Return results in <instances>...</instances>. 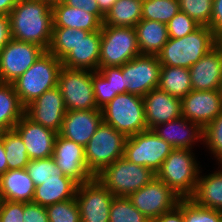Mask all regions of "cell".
Masks as SVG:
<instances>
[{
  "instance_id": "cell-52",
  "label": "cell",
  "mask_w": 222,
  "mask_h": 222,
  "mask_svg": "<svg viewBox=\"0 0 222 222\" xmlns=\"http://www.w3.org/2000/svg\"><path fill=\"white\" fill-rule=\"evenodd\" d=\"M118 0H97L98 7L101 12L105 15Z\"/></svg>"
},
{
  "instance_id": "cell-26",
  "label": "cell",
  "mask_w": 222,
  "mask_h": 222,
  "mask_svg": "<svg viewBox=\"0 0 222 222\" xmlns=\"http://www.w3.org/2000/svg\"><path fill=\"white\" fill-rule=\"evenodd\" d=\"M134 28L141 55H157L168 42L169 36L165 23L141 19Z\"/></svg>"
},
{
  "instance_id": "cell-13",
  "label": "cell",
  "mask_w": 222,
  "mask_h": 222,
  "mask_svg": "<svg viewBox=\"0 0 222 222\" xmlns=\"http://www.w3.org/2000/svg\"><path fill=\"white\" fill-rule=\"evenodd\" d=\"M161 67L157 55H139L122 65L125 93L143 97L158 88Z\"/></svg>"
},
{
  "instance_id": "cell-50",
  "label": "cell",
  "mask_w": 222,
  "mask_h": 222,
  "mask_svg": "<svg viewBox=\"0 0 222 222\" xmlns=\"http://www.w3.org/2000/svg\"><path fill=\"white\" fill-rule=\"evenodd\" d=\"M18 0H0V14L9 16Z\"/></svg>"
},
{
  "instance_id": "cell-30",
  "label": "cell",
  "mask_w": 222,
  "mask_h": 222,
  "mask_svg": "<svg viewBox=\"0 0 222 222\" xmlns=\"http://www.w3.org/2000/svg\"><path fill=\"white\" fill-rule=\"evenodd\" d=\"M158 88L180 100L192 91L189 69L162 66Z\"/></svg>"
},
{
  "instance_id": "cell-37",
  "label": "cell",
  "mask_w": 222,
  "mask_h": 222,
  "mask_svg": "<svg viewBox=\"0 0 222 222\" xmlns=\"http://www.w3.org/2000/svg\"><path fill=\"white\" fill-rule=\"evenodd\" d=\"M177 206L183 211L184 222H222V212L198 206L192 199H180Z\"/></svg>"
},
{
  "instance_id": "cell-16",
  "label": "cell",
  "mask_w": 222,
  "mask_h": 222,
  "mask_svg": "<svg viewBox=\"0 0 222 222\" xmlns=\"http://www.w3.org/2000/svg\"><path fill=\"white\" fill-rule=\"evenodd\" d=\"M182 117L202 129L222 112L221 90H192L181 100Z\"/></svg>"
},
{
  "instance_id": "cell-48",
  "label": "cell",
  "mask_w": 222,
  "mask_h": 222,
  "mask_svg": "<svg viewBox=\"0 0 222 222\" xmlns=\"http://www.w3.org/2000/svg\"><path fill=\"white\" fill-rule=\"evenodd\" d=\"M10 39L9 17L0 14V50L9 42Z\"/></svg>"
},
{
  "instance_id": "cell-3",
  "label": "cell",
  "mask_w": 222,
  "mask_h": 222,
  "mask_svg": "<svg viewBox=\"0 0 222 222\" xmlns=\"http://www.w3.org/2000/svg\"><path fill=\"white\" fill-rule=\"evenodd\" d=\"M62 62L45 51L35 63L13 83L16 94L26 107L47 90L58 86Z\"/></svg>"
},
{
  "instance_id": "cell-19",
  "label": "cell",
  "mask_w": 222,
  "mask_h": 222,
  "mask_svg": "<svg viewBox=\"0 0 222 222\" xmlns=\"http://www.w3.org/2000/svg\"><path fill=\"white\" fill-rule=\"evenodd\" d=\"M102 122L100 109L67 111L58 135L85 147Z\"/></svg>"
},
{
  "instance_id": "cell-54",
  "label": "cell",
  "mask_w": 222,
  "mask_h": 222,
  "mask_svg": "<svg viewBox=\"0 0 222 222\" xmlns=\"http://www.w3.org/2000/svg\"><path fill=\"white\" fill-rule=\"evenodd\" d=\"M47 2H49L51 5L57 2H62L64 0H46Z\"/></svg>"
},
{
  "instance_id": "cell-38",
  "label": "cell",
  "mask_w": 222,
  "mask_h": 222,
  "mask_svg": "<svg viewBox=\"0 0 222 222\" xmlns=\"http://www.w3.org/2000/svg\"><path fill=\"white\" fill-rule=\"evenodd\" d=\"M49 222H81L76 198L45 207Z\"/></svg>"
},
{
  "instance_id": "cell-5",
  "label": "cell",
  "mask_w": 222,
  "mask_h": 222,
  "mask_svg": "<svg viewBox=\"0 0 222 222\" xmlns=\"http://www.w3.org/2000/svg\"><path fill=\"white\" fill-rule=\"evenodd\" d=\"M102 119L126 137L148 129L143 97L128 92L118 94L101 109Z\"/></svg>"
},
{
  "instance_id": "cell-6",
  "label": "cell",
  "mask_w": 222,
  "mask_h": 222,
  "mask_svg": "<svg viewBox=\"0 0 222 222\" xmlns=\"http://www.w3.org/2000/svg\"><path fill=\"white\" fill-rule=\"evenodd\" d=\"M156 173L151 169L128 161L124 157L105 167L95 177L114 195L129 197L146 186Z\"/></svg>"
},
{
  "instance_id": "cell-45",
  "label": "cell",
  "mask_w": 222,
  "mask_h": 222,
  "mask_svg": "<svg viewBox=\"0 0 222 222\" xmlns=\"http://www.w3.org/2000/svg\"><path fill=\"white\" fill-rule=\"evenodd\" d=\"M24 222H49L45 207L31 203H24Z\"/></svg>"
},
{
  "instance_id": "cell-9",
  "label": "cell",
  "mask_w": 222,
  "mask_h": 222,
  "mask_svg": "<svg viewBox=\"0 0 222 222\" xmlns=\"http://www.w3.org/2000/svg\"><path fill=\"white\" fill-rule=\"evenodd\" d=\"M174 148L147 129L126 138L123 157L156 173Z\"/></svg>"
},
{
  "instance_id": "cell-44",
  "label": "cell",
  "mask_w": 222,
  "mask_h": 222,
  "mask_svg": "<svg viewBox=\"0 0 222 222\" xmlns=\"http://www.w3.org/2000/svg\"><path fill=\"white\" fill-rule=\"evenodd\" d=\"M24 203L0 200V222H24Z\"/></svg>"
},
{
  "instance_id": "cell-39",
  "label": "cell",
  "mask_w": 222,
  "mask_h": 222,
  "mask_svg": "<svg viewBox=\"0 0 222 222\" xmlns=\"http://www.w3.org/2000/svg\"><path fill=\"white\" fill-rule=\"evenodd\" d=\"M180 11L185 12L200 26H208L213 12V0H178Z\"/></svg>"
},
{
  "instance_id": "cell-35",
  "label": "cell",
  "mask_w": 222,
  "mask_h": 222,
  "mask_svg": "<svg viewBox=\"0 0 222 222\" xmlns=\"http://www.w3.org/2000/svg\"><path fill=\"white\" fill-rule=\"evenodd\" d=\"M26 171L35 186L43 184V181L58 178H70L64 175L62 170L56 165L53 157L30 160L26 165Z\"/></svg>"
},
{
  "instance_id": "cell-49",
  "label": "cell",
  "mask_w": 222,
  "mask_h": 222,
  "mask_svg": "<svg viewBox=\"0 0 222 222\" xmlns=\"http://www.w3.org/2000/svg\"><path fill=\"white\" fill-rule=\"evenodd\" d=\"M153 222H184L183 211L178 206H176L171 211L163 213Z\"/></svg>"
},
{
  "instance_id": "cell-28",
  "label": "cell",
  "mask_w": 222,
  "mask_h": 222,
  "mask_svg": "<svg viewBox=\"0 0 222 222\" xmlns=\"http://www.w3.org/2000/svg\"><path fill=\"white\" fill-rule=\"evenodd\" d=\"M222 168V164L220 165ZM209 175H198L192 199L198 206L222 212V169Z\"/></svg>"
},
{
  "instance_id": "cell-2",
  "label": "cell",
  "mask_w": 222,
  "mask_h": 222,
  "mask_svg": "<svg viewBox=\"0 0 222 222\" xmlns=\"http://www.w3.org/2000/svg\"><path fill=\"white\" fill-rule=\"evenodd\" d=\"M218 45V36L208 26H199L182 38H169L157 54L162 66L189 69Z\"/></svg>"
},
{
  "instance_id": "cell-21",
  "label": "cell",
  "mask_w": 222,
  "mask_h": 222,
  "mask_svg": "<svg viewBox=\"0 0 222 222\" xmlns=\"http://www.w3.org/2000/svg\"><path fill=\"white\" fill-rule=\"evenodd\" d=\"M143 101L148 129L182 116L181 100L159 88L144 95Z\"/></svg>"
},
{
  "instance_id": "cell-20",
  "label": "cell",
  "mask_w": 222,
  "mask_h": 222,
  "mask_svg": "<svg viewBox=\"0 0 222 222\" xmlns=\"http://www.w3.org/2000/svg\"><path fill=\"white\" fill-rule=\"evenodd\" d=\"M75 48L61 61L68 69L96 71L99 68L101 32L77 29Z\"/></svg>"
},
{
  "instance_id": "cell-11",
  "label": "cell",
  "mask_w": 222,
  "mask_h": 222,
  "mask_svg": "<svg viewBox=\"0 0 222 222\" xmlns=\"http://www.w3.org/2000/svg\"><path fill=\"white\" fill-rule=\"evenodd\" d=\"M132 204L151 222L174 209L181 199L156 176L146 186L128 197Z\"/></svg>"
},
{
  "instance_id": "cell-47",
  "label": "cell",
  "mask_w": 222,
  "mask_h": 222,
  "mask_svg": "<svg viewBox=\"0 0 222 222\" xmlns=\"http://www.w3.org/2000/svg\"><path fill=\"white\" fill-rule=\"evenodd\" d=\"M209 27L217 36L222 33V0H213V12Z\"/></svg>"
},
{
  "instance_id": "cell-46",
  "label": "cell",
  "mask_w": 222,
  "mask_h": 222,
  "mask_svg": "<svg viewBox=\"0 0 222 222\" xmlns=\"http://www.w3.org/2000/svg\"><path fill=\"white\" fill-rule=\"evenodd\" d=\"M64 2L75 8H83L86 12L94 14L103 23L105 15L98 7L97 0H64Z\"/></svg>"
},
{
  "instance_id": "cell-15",
  "label": "cell",
  "mask_w": 222,
  "mask_h": 222,
  "mask_svg": "<svg viewBox=\"0 0 222 222\" xmlns=\"http://www.w3.org/2000/svg\"><path fill=\"white\" fill-rule=\"evenodd\" d=\"M52 157L64 175L78 185L95 177L87 168L84 147L72 140L57 135Z\"/></svg>"
},
{
  "instance_id": "cell-18",
  "label": "cell",
  "mask_w": 222,
  "mask_h": 222,
  "mask_svg": "<svg viewBox=\"0 0 222 222\" xmlns=\"http://www.w3.org/2000/svg\"><path fill=\"white\" fill-rule=\"evenodd\" d=\"M22 138L30 160L48 158L53 149L58 133L33 122L25 114L13 128Z\"/></svg>"
},
{
  "instance_id": "cell-33",
  "label": "cell",
  "mask_w": 222,
  "mask_h": 222,
  "mask_svg": "<svg viewBox=\"0 0 222 222\" xmlns=\"http://www.w3.org/2000/svg\"><path fill=\"white\" fill-rule=\"evenodd\" d=\"M179 10L178 0H143L142 19L167 24Z\"/></svg>"
},
{
  "instance_id": "cell-8",
  "label": "cell",
  "mask_w": 222,
  "mask_h": 222,
  "mask_svg": "<svg viewBox=\"0 0 222 222\" xmlns=\"http://www.w3.org/2000/svg\"><path fill=\"white\" fill-rule=\"evenodd\" d=\"M99 68L122 66L141 55L134 27L102 25Z\"/></svg>"
},
{
  "instance_id": "cell-17",
  "label": "cell",
  "mask_w": 222,
  "mask_h": 222,
  "mask_svg": "<svg viewBox=\"0 0 222 222\" xmlns=\"http://www.w3.org/2000/svg\"><path fill=\"white\" fill-rule=\"evenodd\" d=\"M67 109L58 86L47 90L25 107V115L33 122L58 133Z\"/></svg>"
},
{
  "instance_id": "cell-42",
  "label": "cell",
  "mask_w": 222,
  "mask_h": 222,
  "mask_svg": "<svg viewBox=\"0 0 222 222\" xmlns=\"http://www.w3.org/2000/svg\"><path fill=\"white\" fill-rule=\"evenodd\" d=\"M92 83L97 109L101 110L112 101L111 83H108L98 70L92 71Z\"/></svg>"
},
{
  "instance_id": "cell-10",
  "label": "cell",
  "mask_w": 222,
  "mask_h": 222,
  "mask_svg": "<svg viewBox=\"0 0 222 222\" xmlns=\"http://www.w3.org/2000/svg\"><path fill=\"white\" fill-rule=\"evenodd\" d=\"M58 87L67 111L97 109L92 83V71L62 67Z\"/></svg>"
},
{
  "instance_id": "cell-14",
  "label": "cell",
  "mask_w": 222,
  "mask_h": 222,
  "mask_svg": "<svg viewBox=\"0 0 222 222\" xmlns=\"http://www.w3.org/2000/svg\"><path fill=\"white\" fill-rule=\"evenodd\" d=\"M81 222H109L114 195L96 178L77 186Z\"/></svg>"
},
{
  "instance_id": "cell-12",
  "label": "cell",
  "mask_w": 222,
  "mask_h": 222,
  "mask_svg": "<svg viewBox=\"0 0 222 222\" xmlns=\"http://www.w3.org/2000/svg\"><path fill=\"white\" fill-rule=\"evenodd\" d=\"M45 52L37 44L10 39L0 50V82L13 83Z\"/></svg>"
},
{
  "instance_id": "cell-7",
  "label": "cell",
  "mask_w": 222,
  "mask_h": 222,
  "mask_svg": "<svg viewBox=\"0 0 222 222\" xmlns=\"http://www.w3.org/2000/svg\"><path fill=\"white\" fill-rule=\"evenodd\" d=\"M126 136L102 122L84 147L88 170L98 175L105 167L123 157Z\"/></svg>"
},
{
  "instance_id": "cell-23",
  "label": "cell",
  "mask_w": 222,
  "mask_h": 222,
  "mask_svg": "<svg viewBox=\"0 0 222 222\" xmlns=\"http://www.w3.org/2000/svg\"><path fill=\"white\" fill-rule=\"evenodd\" d=\"M152 130L173 148L191 150L195 142L203 141V129L182 116L155 126Z\"/></svg>"
},
{
  "instance_id": "cell-1",
  "label": "cell",
  "mask_w": 222,
  "mask_h": 222,
  "mask_svg": "<svg viewBox=\"0 0 222 222\" xmlns=\"http://www.w3.org/2000/svg\"><path fill=\"white\" fill-rule=\"evenodd\" d=\"M8 17L12 39L37 44L47 51L53 28V11L49 2L18 0Z\"/></svg>"
},
{
  "instance_id": "cell-36",
  "label": "cell",
  "mask_w": 222,
  "mask_h": 222,
  "mask_svg": "<svg viewBox=\"0 0 222 222\" xmlns=\"http://www.w3.org/2000/svg\"><path fill=\"white\" fill-rule=\"evenodd\" d=\"M109 222H151L128 197L114 196L109 212Z\"/></svg>"
},
{
  "instance_id": "cell-40",
  "label": "cell",
  "mask_w": 222,
  "mask_h": 222,
  "mask_svg": "<svg viewBox=\"0 0 222 222\" xmlns=\"http://www.w3.org/2000/svg\"><path fill=\"white\" fill-rule=\"evenodd\" d=\"M203 143L222 164V112L203 129Z\"/></svg>"
},
{
  "instance_id": "cell-53",
  "label": "cell",
  "mask_w": 222,
  "mask_h": 222,
  "mask_svg": "<svg viewBox=\"0 0 222 222\" xmlns=\"http://www.w3.org/2000/svg\"><path fill=\"white\" fill-rule=\"evenodd\" d=\"M218 45L222 48V33L218 36Z\"/></svg>"
},
{
  "instance_id": "cell-27",
  "label": "cell",
  "mask_w": 222,
  "mask_h": 222,
  "mask_svg": "<svg viewBox=\"0 0 222 222\" xmlns=\"http://www.w3.org/2000/svg\"><path fill=\"white\" fill-rule=\"evenodd\" d=\"M78 184L71 178H58L43 181L35 187L33 203L43 207L75 198Z\"/></svg>"
},
{
  "instance_id": "cell-25",
  "label": "cell",
  "mask_w": 222,
  "mask_h": 222,
  "mask_svg": "<svg viewBox=\"0 0 222 222\" xmlns=\"http://www.w3.org/2000/svg\"><path fill=\"white\" fill-rule=\"evenodd\" d=\"M53 27L81 29L88 32L101 31L102 22L83 8H75L64 1L52 4Z\"/></svg>"
},
{
  "instance_id": "cell-4",
  "label": "cell",
  "mask_w": 222,
  "mask_h": 222,
  "mask_svg": "<svg viewBox=\"0 0 222 222\" xmlns=\"http://www.w3.org/2000/svg\"><path fill=\"white\" fill-rule=\"evenodd\" d=\"M192 151L174 148L156 172V177L167 184L181 199L193 196L198 175L202 173Z\"/></svg>"
},
{
  "instance_id": "cell-31",
  "label": "cell",
  "mask_w": 222,
  "mask_h": 222,
  "mask_svg": "<svg viewBox=\"0 0 222 222\" xmlns=\"http://www.w3.org/2000/svg\"><path fill=\"white\" fill-rule=\"evenodd\" d=\"M143 0H118L105 14L102 25L135 27L142 19Z\"/></svg>"
},
{
  "instance_id": "cell-29",
  "label": "cell",
  "mask_w": 222,
  "mask_h": 222,
  "mask_svg": "<svg viewBox=\"0 0 222 222\" xmlns=\"http://www.w3.org/2000/svg\"><path fill=\"white\" fill-rule=\"evenodd\" d=\"M25 114L12 83L0 82V132L12 130Z\"/></svg>"
},
{
  "instance_id": "cell-41",
  "label": "cell",
  "mask_w": 222,
  "mask_h": 222,
  "mask_svg": "<svg viewBox=\"0 0 222 222\" xmlns=\"http://www.w3.org/2000/svg\"><path fill=\"white\" fill-rule=\"evenodd\" d=\"M200 25L185 12H179L167 23L169 38H182L195 31Z\"/></svg>"
},
{
  "instance_id": "cell-51",
  "label": "cell",
  "mask_w": 222,
  "mask_h": 222,
  "mask_svg": "<svg viewBox=\"0 0 222 222\" xmlns=\"http://www.w3.org/2000/svg\"><path fill=\"white\" fill-rule=\"evenodd\" d=\"M8 170L5 149L3 146V139L0 135V176Z\"/></svg>"
},
{
  "instance_id": "cell-34",
  "label": "cell",
  "mask_w": 222,
  "mask_h": 222,
  "mask_svg": "<svg viewBox=\"0 0 222 222\" xmlns=\"http://www.w3.org/2000/svg\"><path fill=\"white\" fill-rule=\"evenodd\" d=\"M77 42V29L53 27L47 51L62 61L75 48Z\"/></svg>"
},
{
  "instance_id": "cell-43",
  "label": "cell",
  "mask_w": 222,
  "mask_h": 222,
  "mask_svg": "<svg viewBox=\"0 0 222 222\" xmlns=\"http://www.w3.org/2000/svg\"><path fill=\"white\" fill-rule=\"evenodd\" d=\"M104 78L111 83L112 100L121 93H125V81L122 76V66L98 68Z\"/></svg>"
},
{
  "instance_id": "cell-32",
  "label": "cell",
  "mask_w": 222,
  "mask_h": 222,
  "mask_svg": "<svg viewBox=\"0 0 222 222\" xmlns=\"http://www.w3.org/2000/svg\"><path fill=\"white\" fill-rule=\"evenodd\" d=\"M9 170L25 169L30 159L20 135L14 130L0 132Z\"/></svg>"
},
{
  "instance_id": "cell-24",
  "label": "cell",
  "mask_w": 222,
  "mask_h": 222,
  "mask_svg": "<svg viewBox=\"0 0 222 222\" xmlns=\"http://www.w3.org/2000/svg\"><path fill=\"white\" fill-rule=\"evenodd\" d=\"M35 187L26 169H8L0 176V200L31 203Z\"/></svg>"
},
{
  "instance_id": "cell-22",
  "label": "cell",
  "mask_w": 222,
  "mask_h": 222,
  "mask_svg": "<svg viewBox=\"0 0 222 222\" xmlns=\"http://www.w3.org/2000/svg\"><path fill=\"white\" fill-rule=\"evenodd\" d=\"M192 90H220L222 85V48L217 45L190 68Z\"/></svg>"
}]
</instances>
